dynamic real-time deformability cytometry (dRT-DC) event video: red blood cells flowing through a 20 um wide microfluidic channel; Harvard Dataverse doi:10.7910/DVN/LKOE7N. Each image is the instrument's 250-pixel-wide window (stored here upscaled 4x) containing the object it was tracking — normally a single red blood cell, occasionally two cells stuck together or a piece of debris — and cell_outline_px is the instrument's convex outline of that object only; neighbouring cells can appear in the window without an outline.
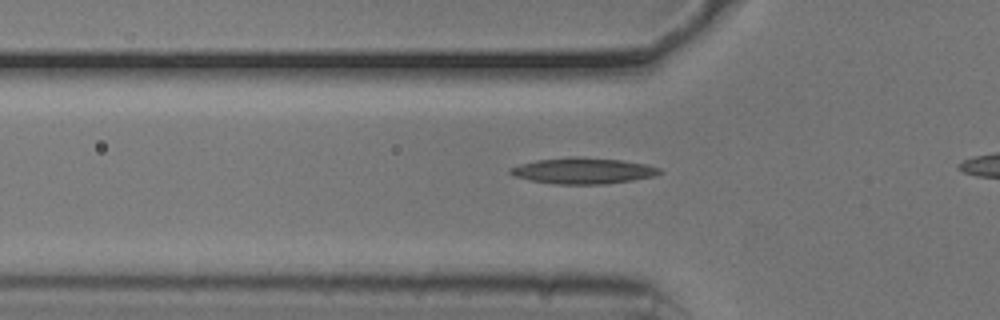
{"species": "common noctule bat (a hibernating species)", "species_latin": "Nyctalus noctula", "temperature_condition": "cold", "stored_images_in_passage": 29, "camera_frame_rate_fps": 3000, "um_per_image_px": 0.085, "animal": {"sex": "male", "body_mass_g": 20.5, "forearm_length_mm": 52.5}, "frame": {"image": 1, "passage_image": 3, "time_ms": 0.667, "image_size_px": [1000, 320], "cell_outline_px": [[664, 172], [652, 176], [632, 180], [604, 184], [556, 184], [532, 180], [516, 176], [508, 172], [512, 168], [520, 164], [536, 160], [568, 156], [580, 156], [620, 160], [644, 164], [660, 168]], "centroid_in_image_um": [49.57, 14.5], "position_along_channel_um": 76.2, "area_um2": 22.48}}
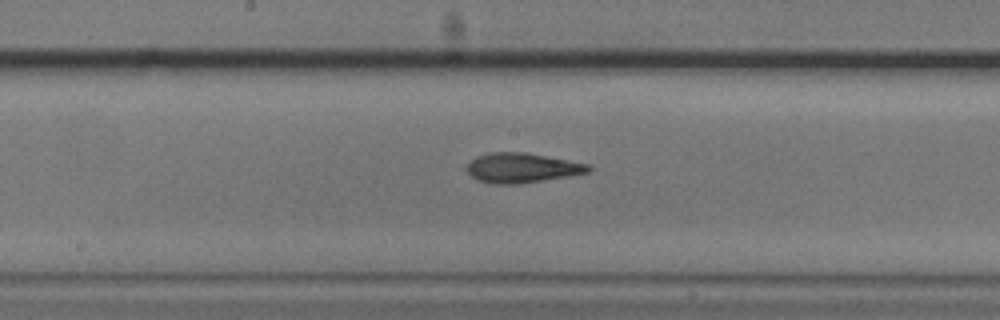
{"frame": {"image": 2, "passage_image": 13, "time_ms": 4.0, "image_size_px": [1000, 320], "cell_outline_px": [[592, 168], [588, 172], [568, 176], [516, 184], [492, 184], [476, 180], [464, 168], [476, 156], [488, 152], [524, 152], [592, 164]], "centroid_in_image_um": [44.35, 14.26], "position_along_channel_um": 203.9, "area_um2": 21.15}}
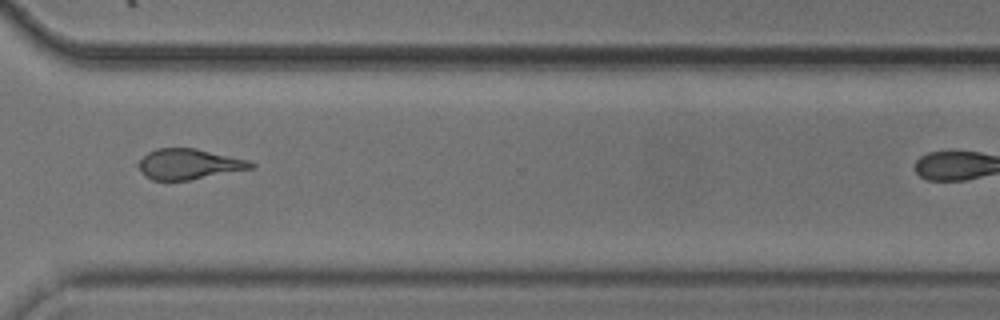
{"frame": {"image": 3, "passage_image": 25, "time_ms": 8.0, "image_size_px": [1000, 320], "cell_outline_px": [[256, 168], [188, 180], [152, 180], [144, 176], [136, 164], [148, 152], [156, 148], [196, 148], [248, 160], [256, 164]], "centroid_in_image_um": [16.06, 13.95], "position_along_channel_um": 354.5, "area_um2": 20.06}}